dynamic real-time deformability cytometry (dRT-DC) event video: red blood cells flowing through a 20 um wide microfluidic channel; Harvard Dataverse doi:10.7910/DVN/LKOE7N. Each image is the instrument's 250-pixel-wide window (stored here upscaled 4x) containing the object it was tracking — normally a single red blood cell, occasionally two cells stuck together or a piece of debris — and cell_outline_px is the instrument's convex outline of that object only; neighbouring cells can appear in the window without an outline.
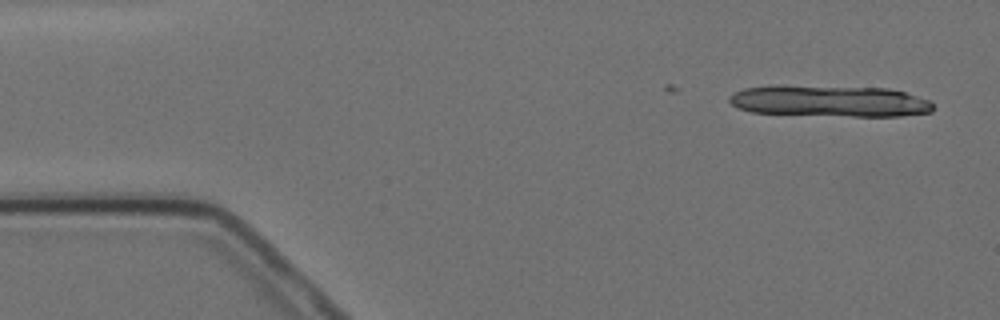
{"species": "Egyptian fruit bat (a non-hibernating species)", "species_latin": "Rousettus aegyptiacus", "temperature_condition": "cold", "stored_images_in_passage": 3, "camera_frame_rate_fps": 3000, "um_per_image_px": 0.085, "animal": {"sex": "female"}, "frame": {"image": 1, "passage_image": 3, "time_ms": 2.333, "image_size_px": [1000, 320], "cell_outline_px": [[932, 112], [900, 116], [852, 116], [752, 112], [740, 108], [732, 104], [728, 100], [728, 96], [744, 88], [768, 84], [776, 84], [888, 88], [904, 92], [928, 100], [932, 104]], "centroid_in_image_um": [70.47, 8.56], "position_along_channel_um": 14.5, "area_um2": 37.57}}